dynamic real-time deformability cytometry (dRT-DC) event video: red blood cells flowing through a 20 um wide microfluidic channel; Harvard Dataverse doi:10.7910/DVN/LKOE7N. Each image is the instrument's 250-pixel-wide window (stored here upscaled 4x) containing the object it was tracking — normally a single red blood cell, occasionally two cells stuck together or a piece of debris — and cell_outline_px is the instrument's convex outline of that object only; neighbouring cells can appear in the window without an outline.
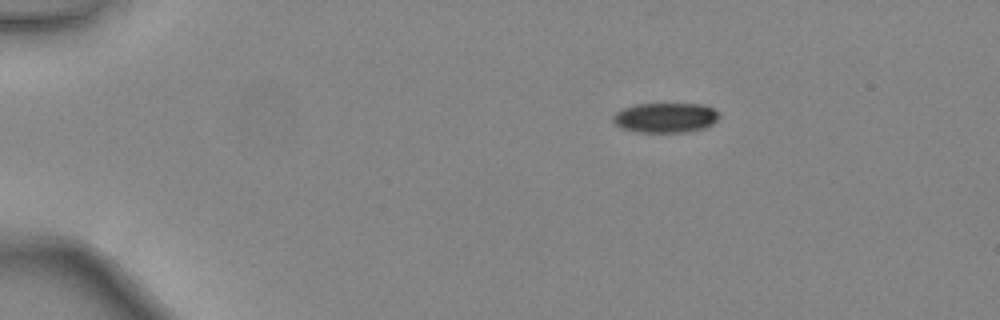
{"species": "common noctule bat (a hibernating species)", "species_latin": "Nyctalus noctula", "temperature_condition": "warm", "stored_images_in_passage": 39, "camera_frame_rate_fps": 3000, "um_per_image_px": 0.085, "animal": {"sex": "female", "body_mass_g": 24.6, "forearm_length_mm": 56.2}, "frame": {"image": 1, "passage_image": 1, "time_ms": 0.0, "image_size_px": [1000, 320], "cell_outline_px": [[720, 116], [712, 124], [704, 128], [684, 132], [640, 132], [620, 128], [612, 120], [612, 116], [616, 112], [624, 108], [636, 104], [704, 104], [720, 112]], "centroid_in_image_um": [56.57, 10.0], "position_along_channel_um": 28.4, "area_um2": 18.5}}
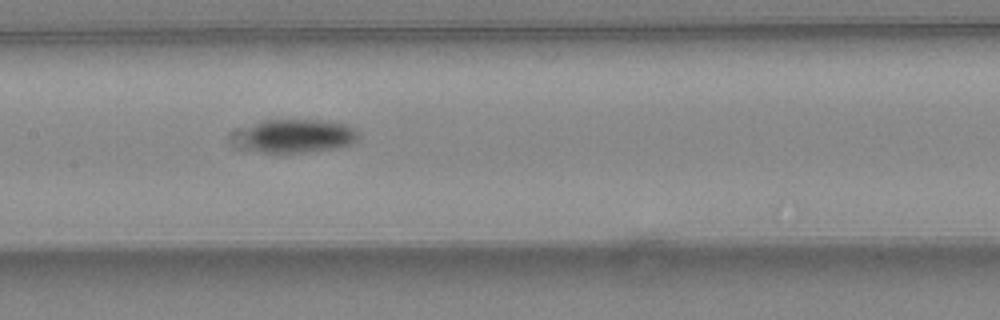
{"frame": {"image": 2, "passage_image": 17, "time_ms": 5.333, "image_size_px": [1000, 320], "cell_outline_px": [[360, 136], [352, 144], [340, 148], [308, 152], [260, 152], [252, 148], [248, 140], [248, 128], [264, 120], [320, 120], [344, 124], [356, 128]], "centroid_in_image_um": [25.52, 11.55], "position_along_channel_um": 181.9, "area_um2": 22.2}}
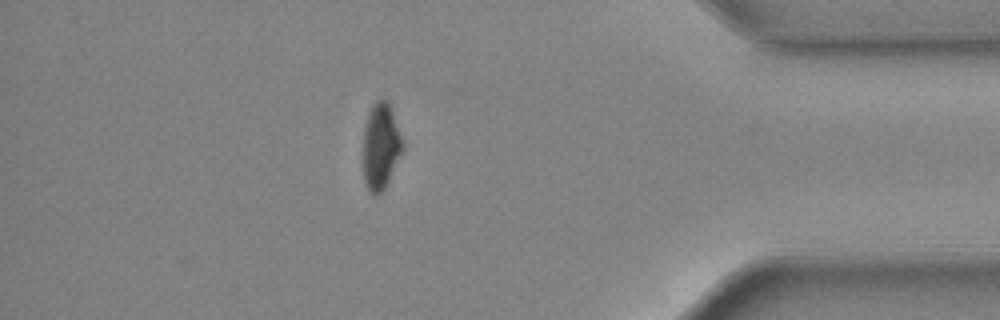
{"frame": {"image": 3, "passage_image": 34, "time_ms": 11.0, "image_size_px": [1000, 320], "cell_outline_px": [[404, 148], [380, 196], [372, 196], [364, 180], [364, 128], [368, 112], [372, 104], [376, 100], [388, 100], [404, 140]], "centroid_in_image_um": [32.38, 12.42], "position_along_channel_um": 402.8, "area_um2": 19.94}, "authors_computed_cell_mechanics": {"area_um2": 21.5016, "velocity_mm_per_s": 4.4694, "shape_relaxation_time_tau1_ms": 4.5223, "shape_relaxation_time_tau2_ms": null, "deformation_change_tau1": 0.1211, "deformation_change_tau2": null}}